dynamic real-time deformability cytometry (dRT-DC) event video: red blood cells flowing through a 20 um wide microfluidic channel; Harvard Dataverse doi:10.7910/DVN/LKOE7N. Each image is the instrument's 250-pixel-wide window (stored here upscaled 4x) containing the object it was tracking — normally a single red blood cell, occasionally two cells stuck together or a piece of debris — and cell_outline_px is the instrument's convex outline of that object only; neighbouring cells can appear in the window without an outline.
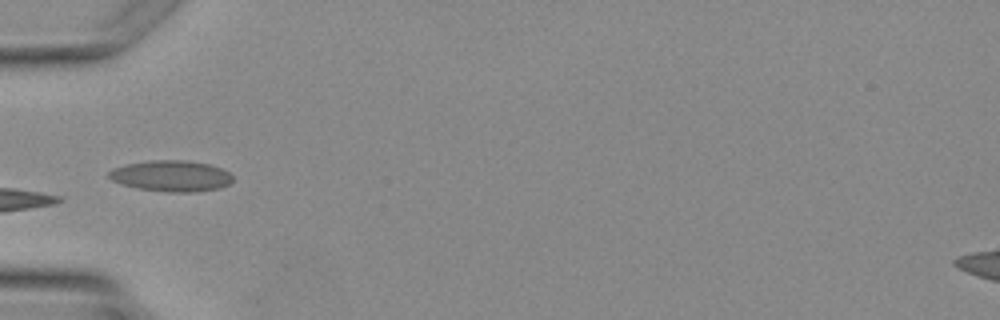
{"species": "Egyptian fruit bat (a non-hibernating species)", "species_latin": "Rousettus aegyptiacus", "temperature_condition": "warm", "stored_images_in_passage": 1, "camera_frame_rate_fps": 3000, "um_per_image_px": 0.085, "animal": {"sex": "female"}, "frame": {"image": 1, "passage_image": 1, "time_ms": 0.0, "image_size_px": [1000, 320], "cell_outline_px": [[232, 180], [228, 184], [220, 188], [192, 192], [168, 192], [136, 188], [120, 184], [112, 180], [108, 176], [108, 172], [112, 168], [124, 164], [152, 160], [184, 160], [208, 164], [220, 168], [228, 172], [232, 176]], "centroid_in_image_um": [14.5, 14.95], "position_along_channel_um": 70.5, "area_um2": 22.43}}